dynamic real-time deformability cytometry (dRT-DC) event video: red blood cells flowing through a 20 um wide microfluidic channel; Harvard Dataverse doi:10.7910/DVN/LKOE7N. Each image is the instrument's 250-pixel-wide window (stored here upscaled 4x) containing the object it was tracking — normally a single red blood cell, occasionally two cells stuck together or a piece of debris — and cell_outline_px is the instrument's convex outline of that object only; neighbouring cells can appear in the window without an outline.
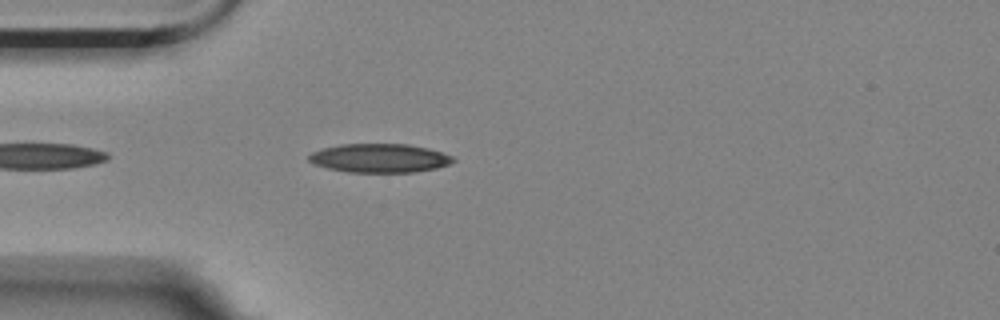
{"species": "Egyptian fruit bat (a non-hibernating species)", "species_latin": "Rousettus aegyptiacus", "temperature_condition": "room temperature", "stored_images_in_passage": 40, "segment_of_instrument_passage": [1, 2], "camera_frame_rate_fps": 3000, "um_per_image_px": 0.085, "animal": {"sex": "female"}, "frame": {"image": 1, "passage_image": 3, "time_ms": 0.667, "image_size_px": [1000, 320], "cell_outline_px": [[456, 160], [448, 164], [436, 168], [412, 172], [348, 172], [328, 168], [316, 164], [308, 160], [308, 156], [312, 152], [324, 148], [340, 144], [408, 144], [428, 148], [452, 156]], "centroid_in_image_um": [32.26, 13.43], "position_along_channel_um": 52.7, "area_um2": 23.99}}
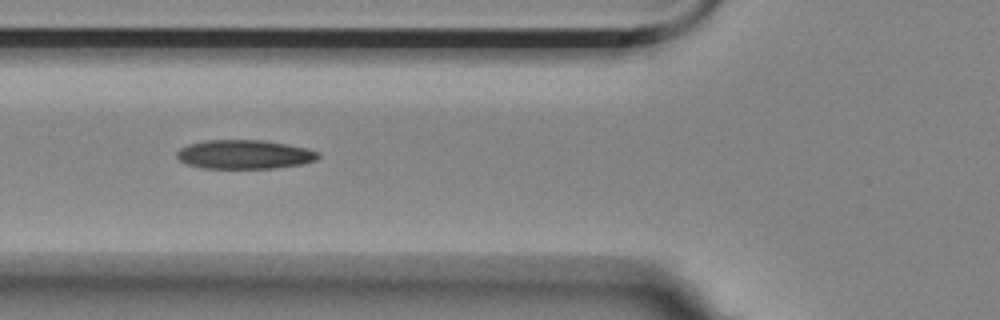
{"frame": {"image": 2, "passage_image": 8, "time_ms": 2.333, "image_size_px": [1000, 320], "cell_outline_px": [[320, 156], [316, 160], [300, 164], [272, 168], [204, 168], [188, 164], [180, 160], [176, 156], [176, 152], [180, 148], [188, 144], [204, 140], [264, 140], [308, 148], [320, 152]], "centroid_in_image_um": [20.78, 13.11], "position_along_channel_um": 105.0, "area_um2": 23.87}}
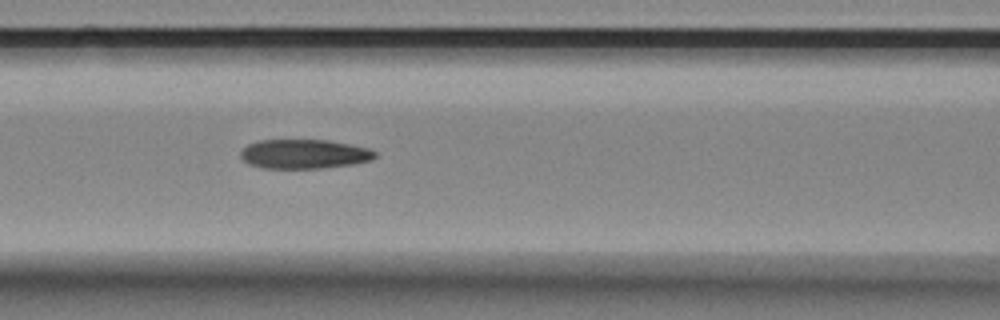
{"frame": {"image": 3, "passage_image": 11, "time_ms": 3.333, "image_size_px": [1000, 320], "cell_outline_px": [[376, 156], [372, 160], [352, 164], [320, 168], [264, 168], [248, 164], [240, 156], [240, 152], [248, 144], [260, 140], [328, 140], [368, 148], [376, 152]], "centroid_in_image_um": [25.84, 13.09], "position_along_channel_um": 140.8, "area_um2": 22.83}}